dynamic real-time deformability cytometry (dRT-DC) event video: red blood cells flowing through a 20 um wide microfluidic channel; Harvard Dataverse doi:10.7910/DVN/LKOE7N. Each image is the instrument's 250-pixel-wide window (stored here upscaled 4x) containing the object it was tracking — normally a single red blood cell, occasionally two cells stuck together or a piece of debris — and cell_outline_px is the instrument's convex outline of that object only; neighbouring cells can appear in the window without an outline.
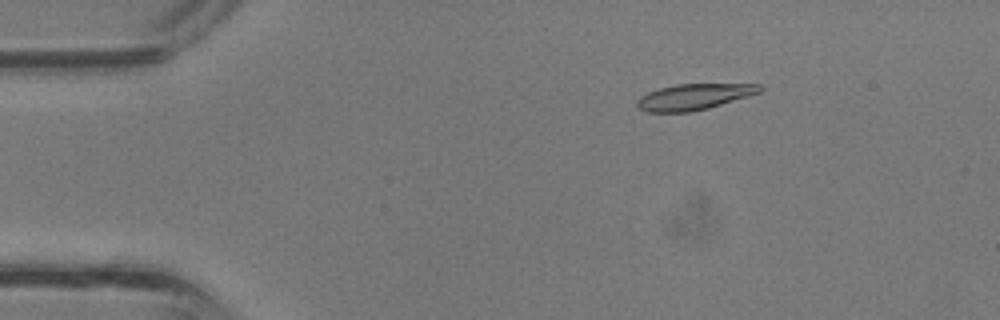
{"species": "common noctule bat (a hibernating species)", "species_latin": "Nyctalus noctula", "temperature_condition": "room temperature", "stored_images_in_passage": 38, "camera_frame_rate_fps": 3000, "um_per_image_px": 0.085, "animal": {"sex": "male", "body_mass_g": 13.3}, "frame": {"image": 1, "passage_image": 6, "time_ms": 1.667, "image_size_px": [1000, 320], "cell_outline_px": [[764, 88], [760, 92], [748, 96], [708, 108], [688, 112], [648, 112], [640, 108], [636, 104], [636, 100], [640, 96], [648, 92], [660, 88], [676, 84], [760, 84]], "centroid_in_image_um": [58.98, 8.22], "position_along_channel_um": 26.0, "area_um2": 18.44}}
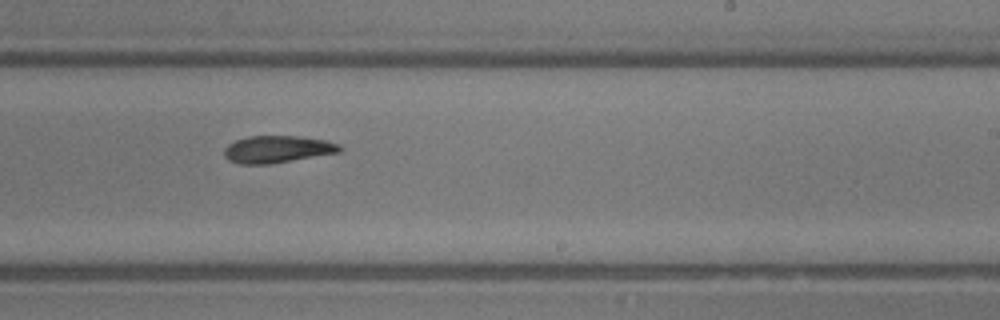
{"frame": {"image": 2, "passage_image": 23, "time_ms": 7.333, "image_size_px": [1000, 320], "cell_outline_px": [[344, 148], [340, 152], [268, 164], [240, 164], [228, 160], [224, 156], [224, 148], [228, 144], [236, 140], [248, 136], [296, 136], [324, 140], [340, 144]], "centroid_in_image_um": [23.56, 12.68], "position_along_channel_um": 265.4, "area_um2": 18.21}}
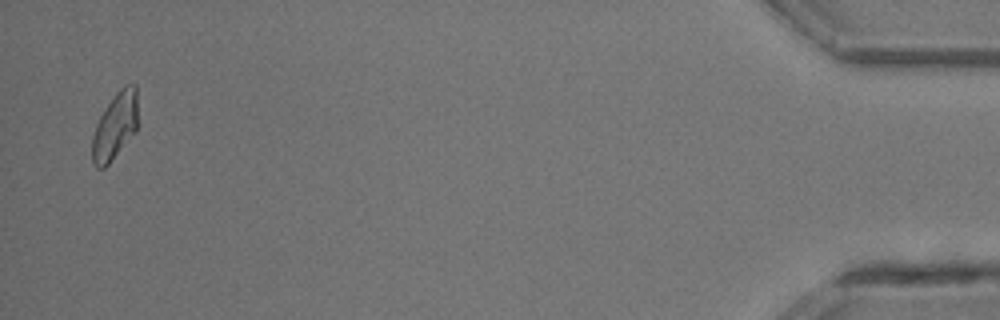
{"frame": {"image": 3, "passage_image": 37, "time_ms": 12.0, "image_size_px": [1000, 320], "cell_outline_px": [[136, 132], [108, 164], [104, 168], [96, 168], [92, 164], [92, 136], [96, 124], [100, 116], [116, 92], [124, 84], [136, 84]], "centroid_in_image_um": [9.76, 10.73], "position_along_channel_um": 425.4, "area_um2": 17.63}}